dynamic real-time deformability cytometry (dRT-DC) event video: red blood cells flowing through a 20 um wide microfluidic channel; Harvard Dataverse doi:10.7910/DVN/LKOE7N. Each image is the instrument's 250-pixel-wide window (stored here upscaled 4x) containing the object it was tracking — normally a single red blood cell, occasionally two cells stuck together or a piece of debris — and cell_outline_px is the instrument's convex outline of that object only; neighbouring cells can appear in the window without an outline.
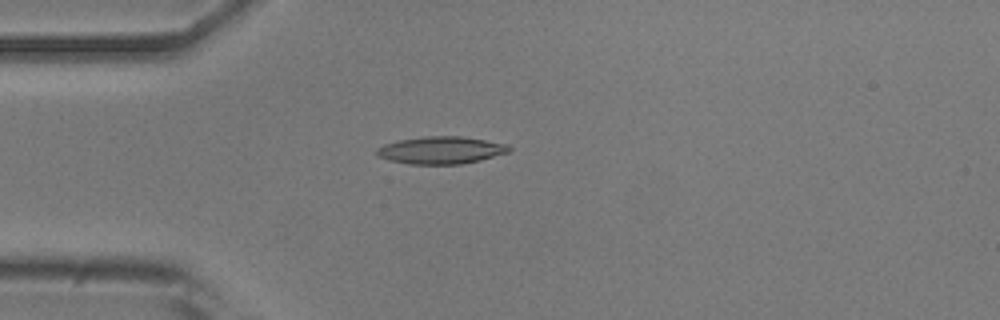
{"species": "common noctule bat (a hibernating species)", "species_latin": "Nyctalus noctula", "temperature_condition": "room temperature", "stored_images_in_passage": 4, "camera_frame_rate_fps": 3000, "um_per_image_px": 0.085, "animal": {"sex": "male", "body_mass_g": 20.5, "forearm_length_mm": 52.5}, "frame": {"image": 1, "passage_image": 4, "time_ms": 1.0, "image_size_px": [1000, 320], "cell_outline_px": [[512, 148], [508, 152], [480, 160], [460, 164], [408, 164], [388, 160], [376, 156], [376, 148], [384, 144], [400, 140], [424, 136], [460, 136], [508, 144]], "centroid_in_image_um": [37.45, 12.77], "position_along_channel_um": 47.6, "area_um2": 21.1}}